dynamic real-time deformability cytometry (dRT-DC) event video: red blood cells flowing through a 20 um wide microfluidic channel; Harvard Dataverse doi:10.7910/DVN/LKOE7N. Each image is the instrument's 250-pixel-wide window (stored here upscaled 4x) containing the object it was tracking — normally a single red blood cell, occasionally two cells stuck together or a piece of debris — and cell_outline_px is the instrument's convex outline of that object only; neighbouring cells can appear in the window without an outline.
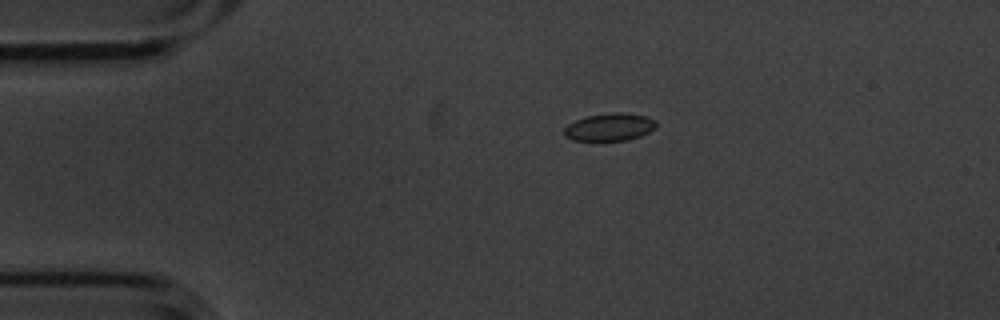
{"species": "common noctule bat (a hibernating species)", "species_latin": "Nyctalus noctula", "temperature_condition": "cold", "stored_images_in_passage": 8, "camera_frame_rate_fps": 3000, "um_per_image_px": 0.085, "animal": {"sex": "male", "body_mass_g": 20.1, "forearm_length_mm": 53.5}, "frame": {"image": 1, "passage_image": 1, "time_ms": 0.0, "image_size_px": [1000, 320], "cell_outline_px": [[656, 128], [640, 136], [628, 140], [572, 140], [564, 136], [564, 128], [568, 124], [576, 120], [588, 116], [612, 112], [620, 112], [644, 116], [656, 120]], "centroid_in_image_um": [51.81, 10.8], "position_along_channel_um": 33.2, "area_um2": 14.68}}
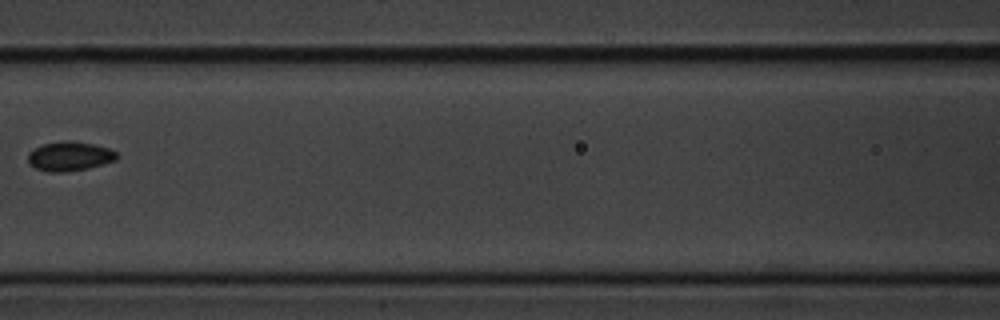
{"frame": {"image": 2, "passage_image": 5, "time_ms": 1.333, "image_size_px": [1000, 320], "cell_outline_px": [[116, 160], [88, 168], [68, 172], [48, 172], [36, 168], [28, 164], [28, 152], [44, 144], [60, 140], [72, 140], [96, 144], [108, 148], [116, 152]], "centroid_in_image_um": [5.9, 13.27], "position_along_channel_um": 160.7, "area_um2": 15.32}}
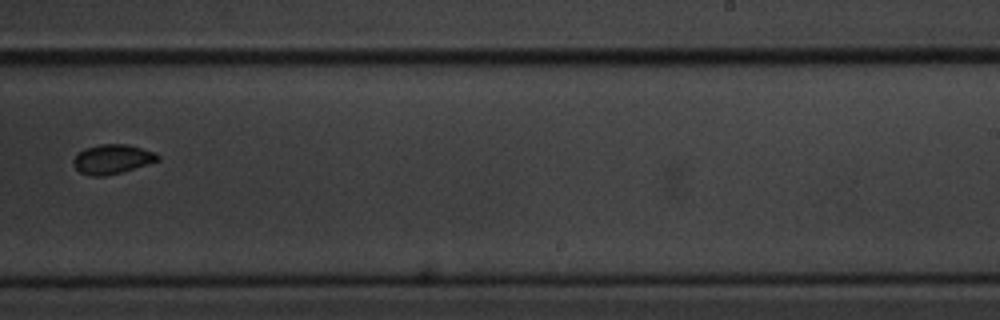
{"frame": {"image": 3, "passage_image": 8, "time_ms": 2.333, "image_size_px": [1000, 320], "cell_outline_px": [[160, 160], [120, 172], [104, 176], [92, 176], [80, 172], [72, 164], [72, 160], [84, 148], [100, 144], [128, 144], [156, 152], [160, 156]], "centroid_in_image_um": [9.55, 13.51], "position_along_channel_um": 279.5, "area_um2": 14.39}}